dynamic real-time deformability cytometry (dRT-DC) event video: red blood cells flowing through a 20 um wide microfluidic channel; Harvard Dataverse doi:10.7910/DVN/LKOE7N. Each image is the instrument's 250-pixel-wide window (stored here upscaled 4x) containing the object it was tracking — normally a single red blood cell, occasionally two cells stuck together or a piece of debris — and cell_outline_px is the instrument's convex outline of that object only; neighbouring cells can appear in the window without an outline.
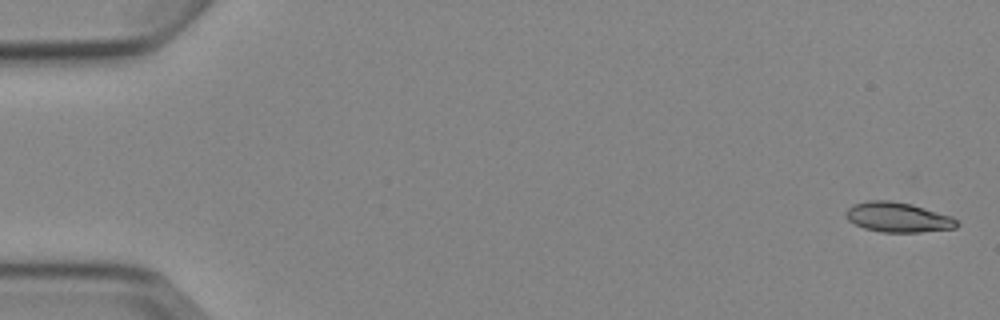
{"species": "Egyptian fruit bat (a non-hibernating species)", "species_latin": "Rousettus aegyptiacus", "temperature_condition": "cold", "stored_images_in_passage": 5, "camera_frame_rate_fps": 3000, "um_per_image_px": 0.085, "animal": {"sex": "female"}, "frame": {"image": 1, "passage_image": 1, "time_ms": 0.0, "image_size_px": [1000, 320], "cell_outline_px": [[960, 224], [956, 228], [920, 232], [884, 232], [864, 228], [848, 220], [844, 216], [844, 212], [852, 204], [868, 200], [892, 200], [912, 204], [952, 216]], "centroid_in_image_um": [76.31, 18.45], "position_along_channel_um": 8.7, "area_um2": 19.48}}
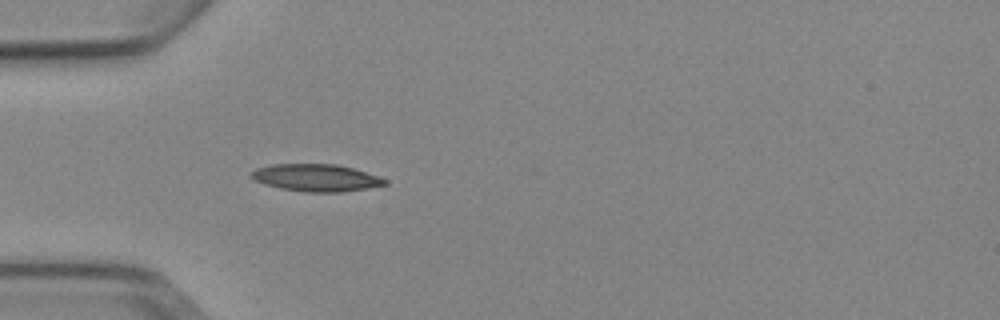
{"frame": {"image": 2, "passage_image": 5, "time_ms": 5.0, "image_size_px": [1000, 320], "cell_outline_px": [[388, 184], [368, 188], [340, 192], [304, 192], [280, 188], [264, 184], [248, 176], [256, 168], [272, 164], [336, 164], [352, 168], [388, 180]], "centroid_in_image_um": [26.84, 15.11], "position_along_channel_um": 58.2, "area_um2": 21.1}}